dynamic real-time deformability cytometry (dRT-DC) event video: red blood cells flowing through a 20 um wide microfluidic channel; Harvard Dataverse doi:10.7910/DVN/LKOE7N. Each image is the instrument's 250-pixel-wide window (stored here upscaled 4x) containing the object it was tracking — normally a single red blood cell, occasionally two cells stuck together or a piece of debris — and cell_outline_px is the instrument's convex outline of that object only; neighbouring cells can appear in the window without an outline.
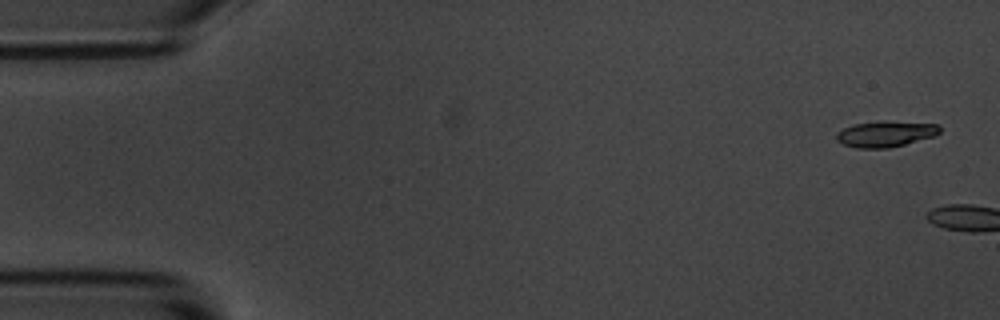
{"species": "common noctule bat (a hibernating species)", "species_latin": "Nyctalus noctula", "temperature_condition": "room temperature", "stored_images_in_passage": 7, "camera_frame_rate_fps": 3000, "um_per_image_px": 0.085, "animal": {"sex": "male", "body_mass_g": 20.1, "forearm_length_mm": 53.5}, "frame": {"image": 1, "passage_image": 1, "time_ms": 0.0, "image_size_px": [1000, 320], "cell_outline_px": [[940, 132], [936, 136], [888, 148], [856, 148], [844, 144], [836, 140], [836, 132], [852, 124], [880, 120], [884, 120], [940, 124]], "centroid_in_image_um": [75.28, 11.36], "position_along_channel_um": 9.7, "area_um2": 15.9}}
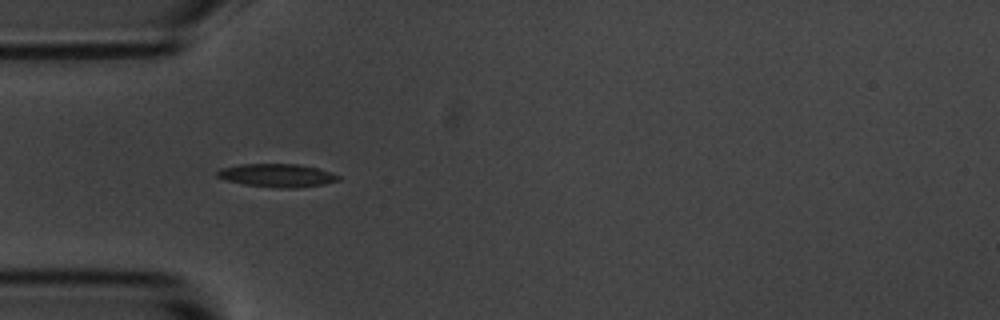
{"frame": {"image": 2, "passage_image": 6, "time_ms": 1.667, "image_size_px": [1000, 320], "cell_outline_px": [[340, 180], [324, 184], [292, 188], [280, 188], [244, 184], [228, 180], [216, 176], [216, 172], [220, 168], [240, 164], [296, 164], [316, 168], [340, 176]], "centroid_in_image_um": [23.52, 14.9], "position_along_channel_um": 61.5, "area_um2": 16.13}}